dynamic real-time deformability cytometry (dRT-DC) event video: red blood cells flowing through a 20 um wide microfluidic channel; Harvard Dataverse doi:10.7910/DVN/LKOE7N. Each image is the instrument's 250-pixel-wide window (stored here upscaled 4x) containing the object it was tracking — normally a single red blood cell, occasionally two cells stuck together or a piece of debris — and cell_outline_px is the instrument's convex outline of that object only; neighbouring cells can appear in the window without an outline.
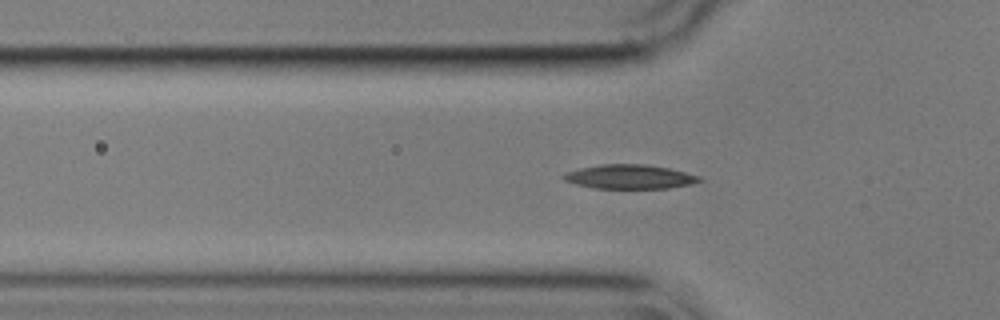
{"species": "common noctule bat (a hibernating species)", "species_latin": "Nyctalus noctula", "temperature_condition": "cold", "stored_images_in_passage": 51, "camera_frame_rate_fps": 3000, "um_per_image_px": 0.085, "animal": {"sex": "male", "body_mass_g": 17.9}, "frame": {"image": 1, "passage_image": 17, "time_ms": 5.333, "image_size_px": [1000, 320], "cell_outline_px": [[704, 180], [692, 184], [668, 188], [596, 188], [576, 184], [564, 180], [560, 176], [564, 172], [580, 168], [600, 164], [644, 164], [668, 168], [700, 176]], "centroid_in_image_um": [53.5, 15.02], "position_along_channel_um": 72.3, "area_um2": 19.13}}
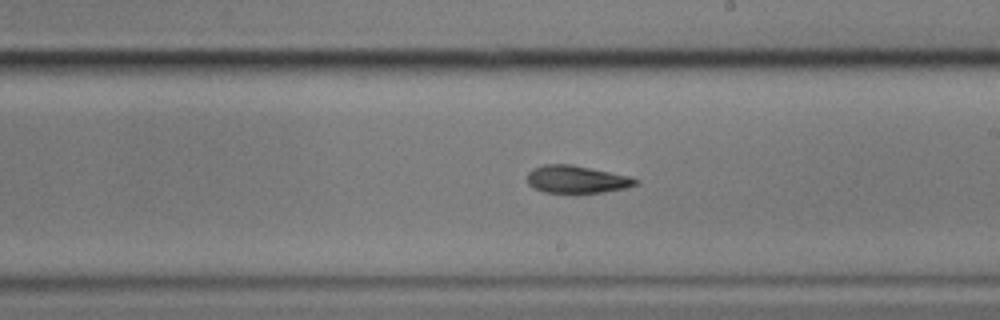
{"frame": {"image": 2, "passage_image": 31, "time_ms": 10.0, "image_size_px": [1000, 320], "cell_outline_px": [[640, 180], [636, 184], [624, 188], [600, 192], [544, 192], [532, 188], [528, 184], [528, 172], [532, 168], [544, 164], [572, 164], [628, 176]], "centroid_in_image_um": [48.96, 15.23], "position_along_channel_um": 240.0, "area_um2": 17.17}}
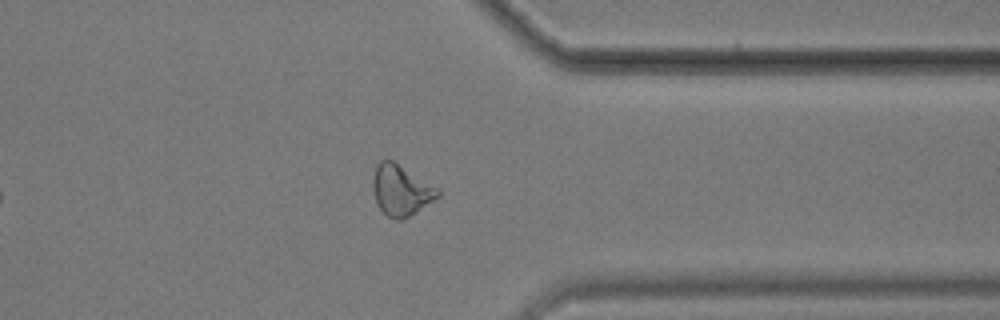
{"frame": {"image": 3, "passage_image": 43, "time_ms": 14.0, "image_size_px": [1000, 320], "cell_outline_px": [[440, 196], [404, 220], [396, 220], [388, 216], [376, 204], [372, 188], [372, 180], [376, 164], [380, 160], [392, 160], [440, 188]], "centroid_in_image_um": [34.08, 16.17], "position_along_channel_um": 377.3, "area_um2": 19.42}}